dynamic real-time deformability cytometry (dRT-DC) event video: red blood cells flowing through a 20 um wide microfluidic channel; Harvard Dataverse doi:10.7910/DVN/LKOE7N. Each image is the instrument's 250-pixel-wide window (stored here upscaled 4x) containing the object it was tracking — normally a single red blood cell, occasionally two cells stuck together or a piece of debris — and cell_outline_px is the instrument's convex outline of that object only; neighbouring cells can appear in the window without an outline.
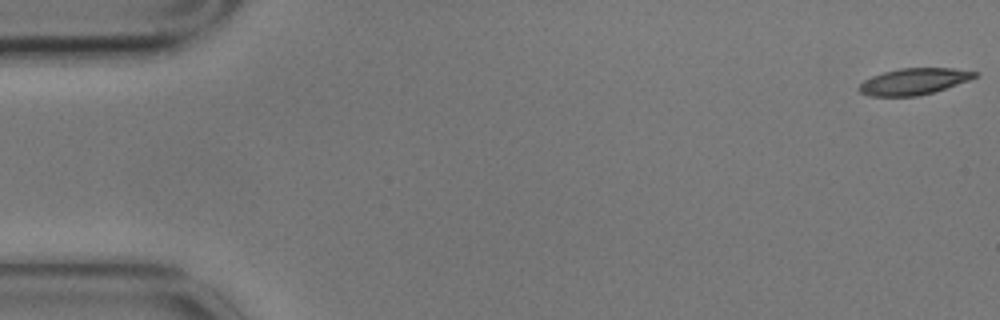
{"species": "common noctule bat (a hibernating species)", "species_latin": "Nyctalus noctula", "temperature_condition": "cold", "stored_images_in_passage": 2, "camera_frame_rate_fps": 3000, "um_per_image_px": 0.085, "animal": {"sex": "male", "body_mass_g": 17.9}, "frame": {"image": 1, "passage_image": 2, "time_ms": 0.333, "image_size_px": [1000, 320], "cell_outline_px": [[980, 72], [976, 76], [968, 80], [932, 92], [916, 96], [868, 96], [860, 92], [856, 88], [864, 80], [872, 76], [884, 72], [900, 68], [952, 68]], "centroid_in_image_um": [77.63, 6.92], "position_along_channel_um": 7.4, "area_um2": 17.63}}